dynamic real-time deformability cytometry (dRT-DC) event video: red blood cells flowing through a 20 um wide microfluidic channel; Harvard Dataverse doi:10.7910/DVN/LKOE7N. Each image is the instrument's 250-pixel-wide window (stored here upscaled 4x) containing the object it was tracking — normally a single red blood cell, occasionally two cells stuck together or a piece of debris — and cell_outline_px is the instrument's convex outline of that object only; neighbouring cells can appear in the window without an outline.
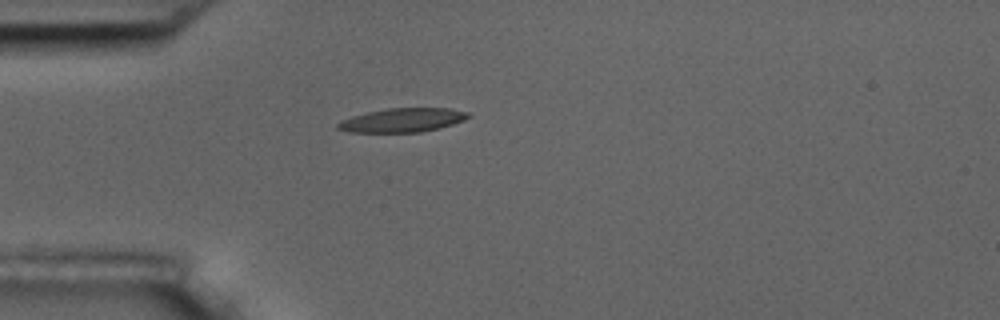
{"species": "common noctule bat (a hibernating species)", "species_latin": "Nyctalus noctula", "temperature_condition": "room temperature", "stored_images_in_passage": 1, "camera_frame_rate_fps": 3000, "um_per_image_px": 0.085, "animal": {"sex": "male", "body_mass_g": 17.5, "forearm_length_mm": 52.3}, "frame": {"image": 1, "passage_image": 1, "time_ms": 0.0, "image_size_px": [1000, 320], "cell_outline_px": [[468, 116], [464, 120], [440, 128], [420, 132], [348, 132], [336, 128], [336, 124], [340, 120], [352, 116], [368, 112], [388, 108], [452, 108], [468, 112]], "centroid_in_image_um": [34.18, 10.21], "position_along_channel_um": 50.8, "area_um2": 18.15}}